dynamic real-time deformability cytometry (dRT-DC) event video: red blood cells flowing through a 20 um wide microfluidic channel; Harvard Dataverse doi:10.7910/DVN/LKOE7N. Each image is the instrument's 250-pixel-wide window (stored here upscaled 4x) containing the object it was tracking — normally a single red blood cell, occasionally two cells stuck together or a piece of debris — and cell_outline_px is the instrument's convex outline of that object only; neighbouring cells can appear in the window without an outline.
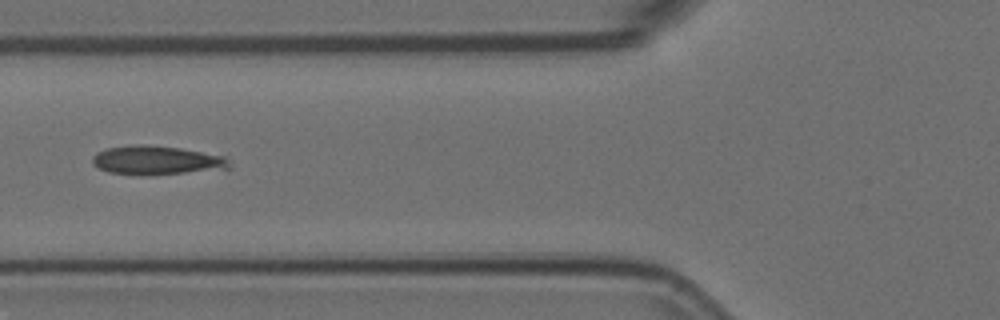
{"species": "Egyptian fruit bat (a non-hibernating species)", "species_latin": "Rousettus aegyptiacus", "temperature_condition": "room temperature", "stored_images_in_passage": 6, "camera_frame_rate_fps": 3000, "um_per_image_px": 0.085, "animal": {"sex": "female"}, "frame": {"image": 1, "passage_image": 6, "time_ms": 1.667, "image_size_px": [1000, 320], "cell_outline_px": [[232, 168], [140, 176], [136, 176], [108, 172], [92, 164], [92, 156], [96, 152], [108, 148], [136, 144], [144, 144], [180, 148], [224, 156], [232, 164]], "centroid_in_image_um": [13.28, 13.63], "position_along_channel_um": 112.5, "area_um2": 23.18}}